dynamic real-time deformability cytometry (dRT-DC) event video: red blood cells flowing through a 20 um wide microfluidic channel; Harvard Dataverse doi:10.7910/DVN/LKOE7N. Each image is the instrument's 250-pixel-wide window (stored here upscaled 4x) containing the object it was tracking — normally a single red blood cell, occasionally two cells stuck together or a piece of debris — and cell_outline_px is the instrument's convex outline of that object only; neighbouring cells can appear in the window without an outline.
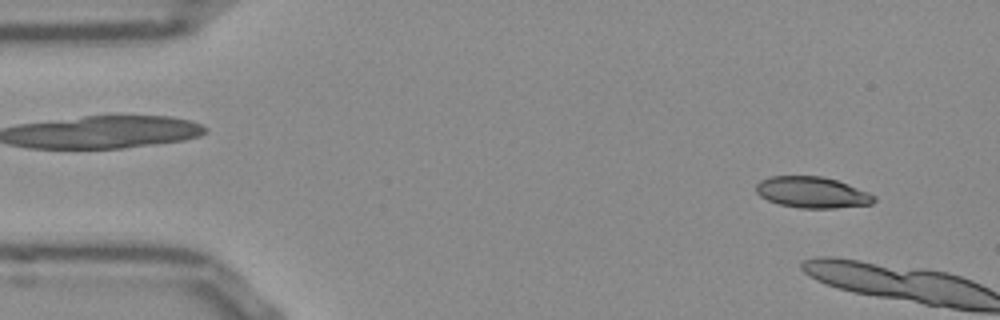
{"species": "Egyptian fruit bat (a non-hibernating species)", "species_latin": "Rousettus aegyptiacus", "temperature_condition": "room temperature", "stored_images_in_passage": 6, "camera_frame_rate_fps": 3000, "um_per_image_px": 0.085, "frame": {"image": 1, "passage_image": 4, "time_ms": 1.0, "image_size_px": [1000, 320], "cell_outline_px": [[876, 200], [872, 204], [832, 208], [800, 208], [780, 204], [768, 200], [760, 196], [756, 192], [756, 184], [760, 180], [768, 176], [820, 176], [836, 180], [848, 184], [868, 192], [876, 196]], "centroid_in_image_um": [69.02, 16.35], "position_along_channel_um": 16.0, "area_um2": 21.39}}